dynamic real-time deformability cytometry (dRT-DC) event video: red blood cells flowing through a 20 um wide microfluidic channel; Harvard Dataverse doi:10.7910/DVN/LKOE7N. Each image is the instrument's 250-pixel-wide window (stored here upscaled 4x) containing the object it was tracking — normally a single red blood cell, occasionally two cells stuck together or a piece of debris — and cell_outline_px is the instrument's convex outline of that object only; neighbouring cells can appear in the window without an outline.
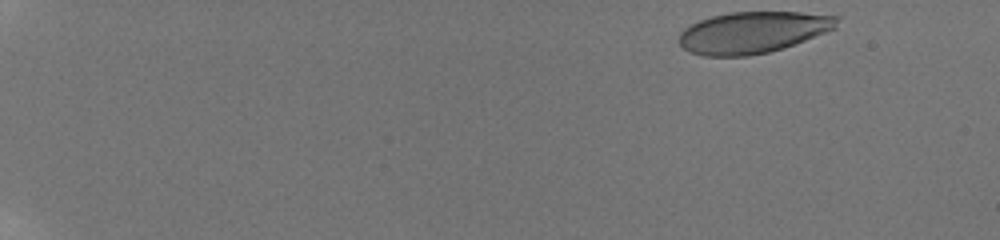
{"species": "human", "species_latin": "Homo sapiens", "temperature_condition": "room temperature", "stored_images_in_passage": 52, "camera_frame_rate_fps": 3000, "um_per_image_px": 0.085, "donor": {"sex": "male"}, "frame": {"image": 1, "passage_image": 1, "time_ms": 0.0, "image_size_px": [1000, 240], "cell_outline_px": [[840, 16], [836, 28], [804, 40], [768, 52], [748, 56], [704, 56], [688, 52], [676, 40], [680, 32], [684, 28], [700, 20], [712, 16], [728, 12], [800, 12]], "centroid_in_image_um": [63.94, 2.75], "position_along_channel_um": 21.1, "area_um2": 38.15}}
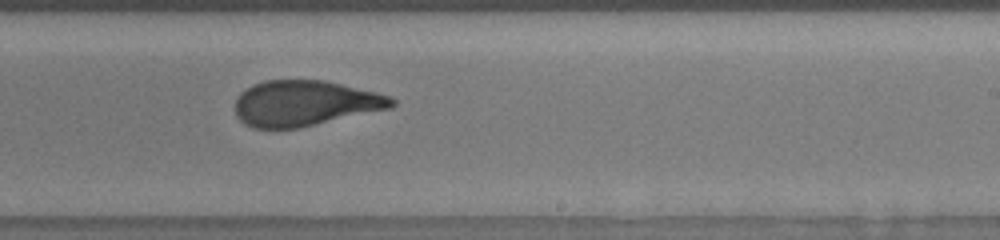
{"frame": {"image": 2, "passage_image": 34, "time_ms": 11.0, "image_size_px": [1000, 240], "cell_outline_px": [[396, 104], [392, 108], [300, 128], [252, 128], [244, 124], [236, 116], [236, 100], [240, 92], [252, 84], [264, 80], [324, 80], [376, 92], [392, 96], [396, 100]], "centroid_in_image_um": [25.93, 8.78], "position_along_channel_um": 263.1, "area_um2": 41.91}}
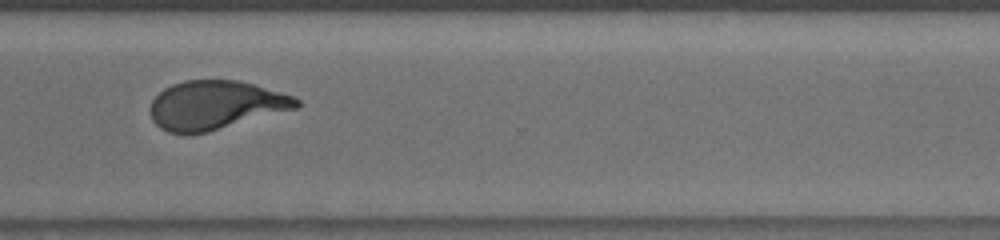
{"frame": {"image": 3, "passage_image": 41, "time_ms": 13.333, "image_size_px": [1000, 240], "cell_outline_px": [[300, 108], [208, 132], [188, 136], [184, 136], [168, 132], [160, 128], [152, 120], [148, 112], [148, 108], [152, 100], [164, 88], [172, 84], [184, 80], [236, 80], [252, 84], [280, 92], [292, 96], [300, 100]], "centroid_in_image_um": [18.28, 8.97], "position_along_channel_um": 352.3, "area_um2": 42.19}, "authors_computed_cell_mechanics": {"area_um2": 41.905, "velocity_mm_per_s": 3.8223, "shape_relaxation_time_tau1_ms": 6.6097, "shape_relaxation_time_tau2_ms": 1.0353, "deformation_change_tau1": 0.2397, "deformation_change_tau2": 0.0859}}